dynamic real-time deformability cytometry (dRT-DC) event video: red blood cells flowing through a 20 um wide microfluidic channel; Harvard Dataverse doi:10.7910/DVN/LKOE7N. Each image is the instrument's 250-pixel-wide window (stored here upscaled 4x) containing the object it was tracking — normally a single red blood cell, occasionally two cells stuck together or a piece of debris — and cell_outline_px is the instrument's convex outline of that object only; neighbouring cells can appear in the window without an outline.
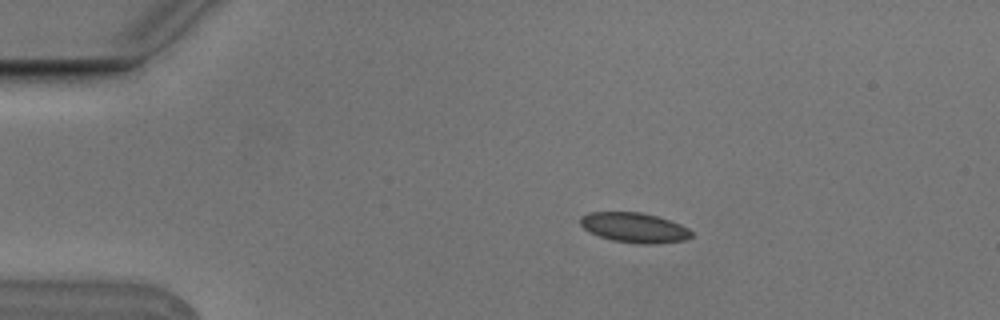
{"species": "Egyptian fruit bat (a non-hibernating species)", "species_latin": "Rousettus aegyptiacus", "temperature_condition": "cold", "stored_images_in_passage": 3, "camera_frame_rate_fps": 3000, "um_per_image_px": 0.085, "animal": {"sex": "male"}, "frame": {"image": 1, "passage_image": 2, "time_ms": 0.333, "image_size_px": [1000, 320], "cell_outline_px": [[692, 236], [684, 240], [652, 244], [640, 244], [612, 240], [588, 232], [580, 224], [580, 216], [588, 212], [640, 212], [656, 216], [680, 224], [688, 228], [692, 232]], "centroid_in_image_um": [53.88, 19.34], "position_along_channel_um": 31.1, "area_um2": 19.31}}